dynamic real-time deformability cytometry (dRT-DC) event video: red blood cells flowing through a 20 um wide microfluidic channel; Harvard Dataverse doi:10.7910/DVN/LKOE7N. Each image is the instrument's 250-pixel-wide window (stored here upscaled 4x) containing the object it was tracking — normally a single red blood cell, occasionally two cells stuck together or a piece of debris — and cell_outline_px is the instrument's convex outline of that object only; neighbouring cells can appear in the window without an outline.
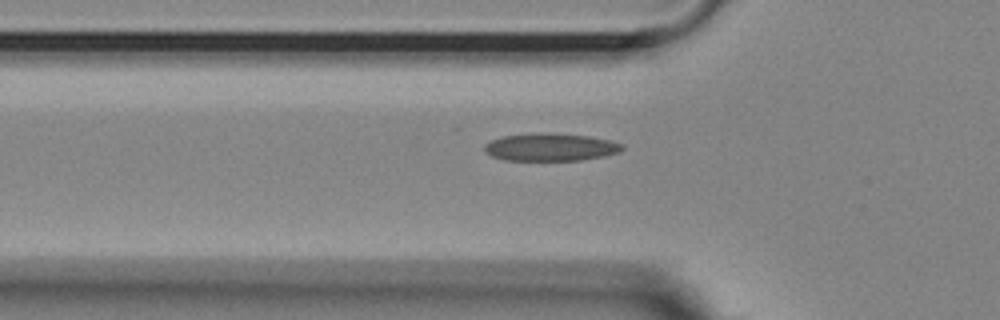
{"species": "Egyptian fruit bat (a non-hibernating species)", "species_latin": "Rousettus aegyptiacus", "temperature_condition": "room temperature", "stored_images_in_passage": 37, "camera_frame_rate_fps": 3000, "um_per_image_px": 0.085, "animal": {"sex": "female"}, "frame": {"image": 1, "passage_image": 4, "time_ms": 1.0, "image_size_px": [1000, 320], "cell_outline_px": [[624, 148], [620, 152], [604, 156], [580, 160], [504, 160], [492, 156], [484, 152], [484, 144], [492, 140], [504, 136], [540, 132], [552, 132], [588, 136], [608, 140], [624, 144]], "centroid_in_image_um": [46.8, 12.5], "position_along_channel_um": 79.0, "area_um2": 22.31}}
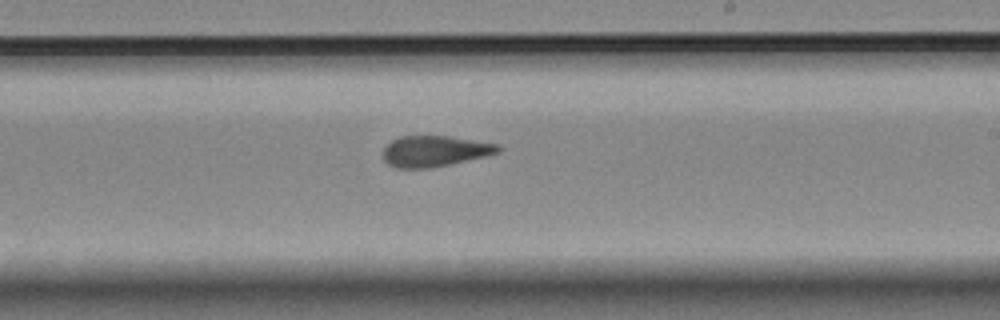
{"frame": {"image": 2, "passage_image": 18, "time_ms": 5.667, "image_size_px": [1000, 320], "cell_outline_px": [[504, 148], [500, 152], [484, 156], [448, 164], [428, 168], [396, 168], [388, 164], [384, 160], [384, 148], [392, 140], [400, 136], [448, 136], [500, 144]], "centroid_in_image_um": [36.97, 12.84], "position_along_channel_um": 252.0, "area_um2": 20.58}}
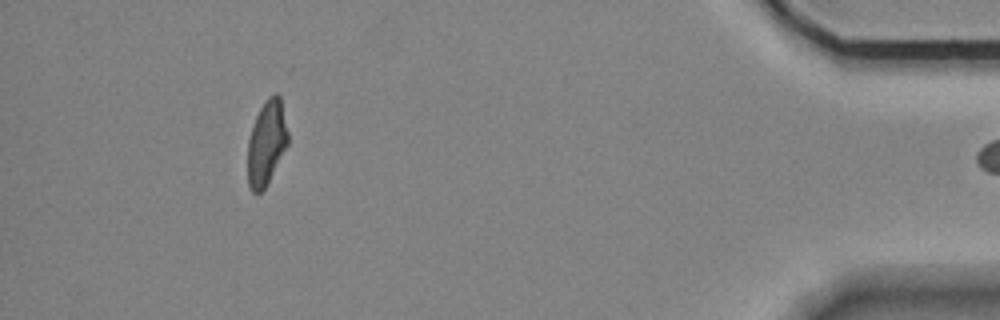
{"frame": {"image": 3, "passage_image": 36, "time_ms": 11.667, "image_size_px": [1000, 320], "cell_outline_px": [[288, 144], [264, 188], [256, 196], [252, 192], [248, 184], [248, 140], [256, 116], [260, 108], [268, 96], [276, 92], [280, 96], [288, 132]], "centroid_in_image_um": [22.65, 12.13], "position_along_channel_um": 412.6, "area_um2": 19.65}}